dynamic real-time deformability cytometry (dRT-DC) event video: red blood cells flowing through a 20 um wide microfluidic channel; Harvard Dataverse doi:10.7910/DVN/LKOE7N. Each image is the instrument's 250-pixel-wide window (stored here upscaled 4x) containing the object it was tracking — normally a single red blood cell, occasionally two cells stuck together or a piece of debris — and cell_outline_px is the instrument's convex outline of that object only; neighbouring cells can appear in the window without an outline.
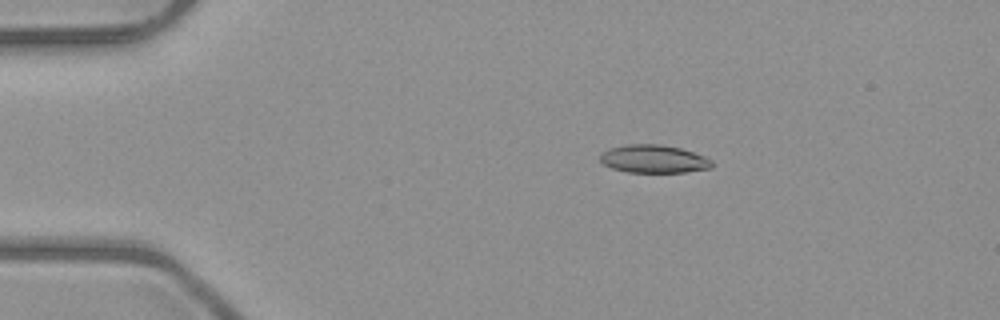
{"species": "common noctule bat (a hibernating species)", "species_latin": "Nyctalus noctula", "temperature_condition": "room temperature", "stored_images_in_passage": 6, "camera_frame_rate_fps": 3000, "um_per_image_px": 0.085, "animal": {"sex": "male", "body_mass_g": 23.1, "forearm_length_mm": 52.7}, "frame": {"image": 1, "passage_image": 2, "time_ms": 1.0, "image_size_px": [1000, 320], "cell_outline_px": [[712, 168], [684, 172], [628, 172], [612, 168], [604, 164], [600, 160], [600, 156], [604, 152], [612, 148], [624, 144], [660, 144], [680, 148], [704, 156], [712, 160]], "centroid_in_image_um": [55.58, 13.51], "position_along_channel_um": 29.4, "area_um2": 18.09}}
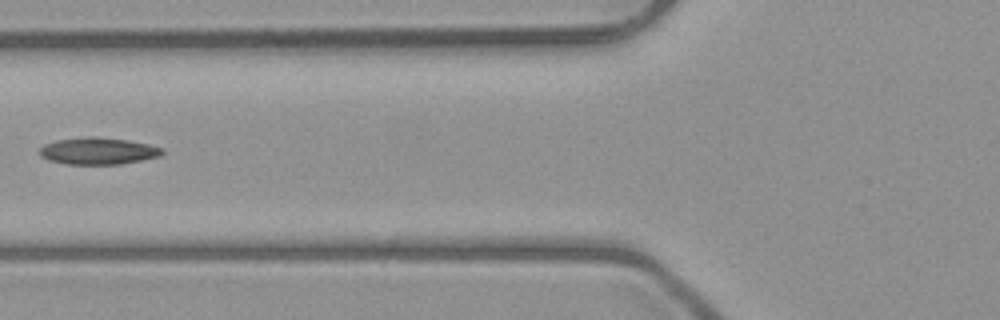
{"frame": {"image": 2, "passage_image": 5, "time_ms": 4.667, "image_size_px": [1000, 320], "cell_outline_px": [[164, 152], [160, 156], [120, 164], [64, 164], [48, 160], [40, 156], [40, 148], [44, 144], [56, 140], [88, 136], [96, 136], [124, 140], [148, 144], [164, 148]], "centroid_in_image_um": [8.31, 12.83], "position_along_channel_um": 117.5, "area_um2": 19.19}}
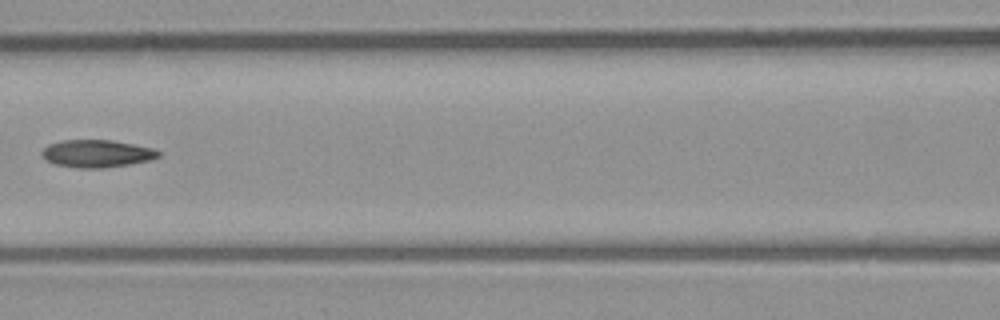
{"frame": {"image": 3, "passage_image": 6, "time_ms": 5.667, "image_size_px": [1000, 320], "cell_outline_px": [[160, 156], [148, 160], [128, 164], [104, 168], [76, 168], [56, 164], [44, 160], [40, 156], [40, 152], [48, 144], [64, 140], [112, 140], [152, 148], [160, 152]], "centroid_in_image_um": [8.16, 13.05], "position_along_channel_um": 158.4, "area_um2": 18.67}}